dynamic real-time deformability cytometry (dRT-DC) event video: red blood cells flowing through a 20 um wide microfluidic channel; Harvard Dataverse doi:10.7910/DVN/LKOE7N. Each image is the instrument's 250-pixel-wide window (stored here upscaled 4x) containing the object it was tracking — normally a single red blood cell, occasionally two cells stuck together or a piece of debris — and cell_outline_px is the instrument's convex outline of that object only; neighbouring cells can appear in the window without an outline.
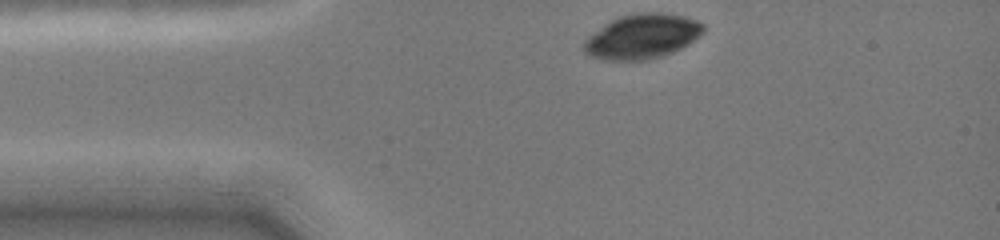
{"species": "common noctule bat (a hibernating species)", "species_latin": "Nyctalus noctula", "temperature_condition": "cold", "stored_images_in_passage": 9, "camera_frame_rate_fps": 3000, "um_per_image_px": 0.085, "animal": {"sex": "female", "body_mass_g": 19.0, "forearm_length_mm": 51.5}, "frame": {"image": 1, "passage_image": 1, "time_ms": 0.0, "image_size_px": [1000, 240], "cell_outline_px": [[704, 28], [692, 40], [680, 48], [672, 52], [648, 60], [608, 60], [592, 56], [584, 48], [584, 40], [588, 36], [604, 24], [620, 16], [632, 12], [664, 12], [684, 16], [696, 20], [704, 24]], "centroid_in_image_um": [54.56, 3.07], "position_along_channel_um": 30.4, "area_um2": 30.69}}
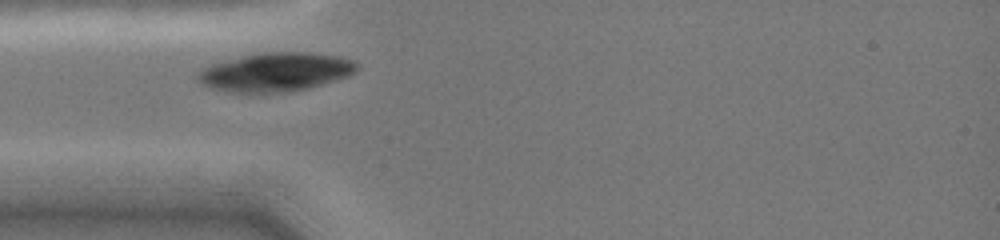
{"frame": {"image": 2, "passage_image": 8, "time_ms": 1.667, "image_size_px": [1000, 240], "cell_outline_px": [[360, 68], [356, 72], [348, 76], [308, 88], [288, 92], [228, 92], [212, 88], [200, 84], [196, 76], [204, 68], [212, 64], [224, 60], [264, 52], [308, 52], [340, 56], [352, 60]], "centroid_in_image_um": [23.44, 6.12], "position_along_channel_um": 61.6, "area_um2": 35.78}}